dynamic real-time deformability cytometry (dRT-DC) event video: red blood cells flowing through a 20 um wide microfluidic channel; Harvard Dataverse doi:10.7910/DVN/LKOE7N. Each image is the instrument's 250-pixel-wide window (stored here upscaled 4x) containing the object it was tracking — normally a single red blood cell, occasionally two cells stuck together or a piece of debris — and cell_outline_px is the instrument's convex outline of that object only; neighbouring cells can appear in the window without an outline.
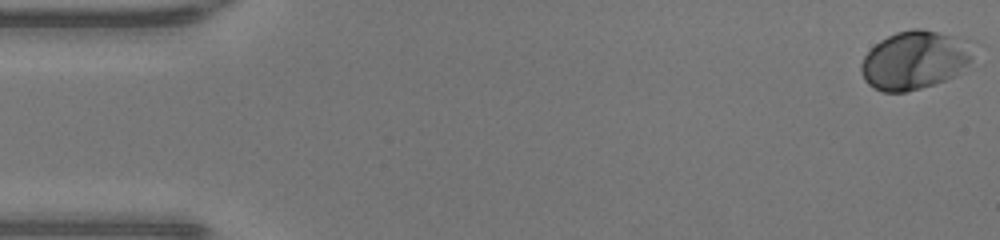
{"species": "human", "species_latin": "Homo sapiens", "temperature_condition": "warm", "stored_images_in_passage": 48, "camera_frame_rate_fps": 3000, "um_per_image_px": 0.085, "donor": {"sex": "male"}, "frame": {"image": 1, "passage_image": 1, "time_ms": 0.0, "image_size_px": [1000, 240], "cell_outline_px": [[976, 44], [968, 60], [956, 76], [920, 88], [904, 92], [884, 92], [872, 88], [864, 80], [860, 72], [860, 64], [864, 56], [880, 40], [896, 32], [912, 28], [920, 28], [976, 40]], "centroid_in_image_um": [77.76, 5.08], "position_along_channel_um": 7.2, "area_um2": 38.49}}
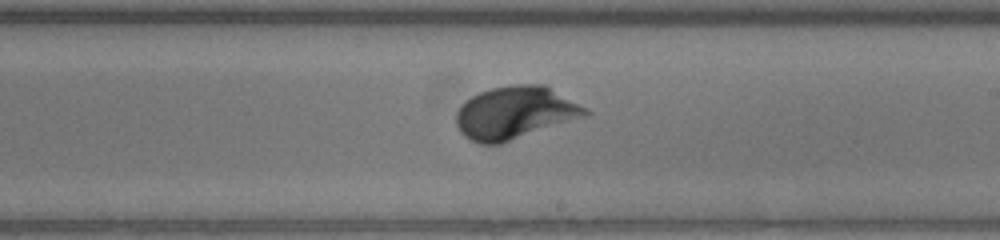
{"frame": {"image": 2, "passage_image": 28, "time_ms": 9.0, "image_size_px": [1000, 240], "cell_outline_px": [[592, 112], [588, 116], [500, 144], [480, 144], [464, 136], [460, 132], [456, 124], [456, 112], [472, 96], [480, 92], [492, 88], [516, 84], [544, 84]], "centroid_in_image_um": [43.79, 9.6], "position_along_channel_um": 245.2, "area_um2": 39.36}}
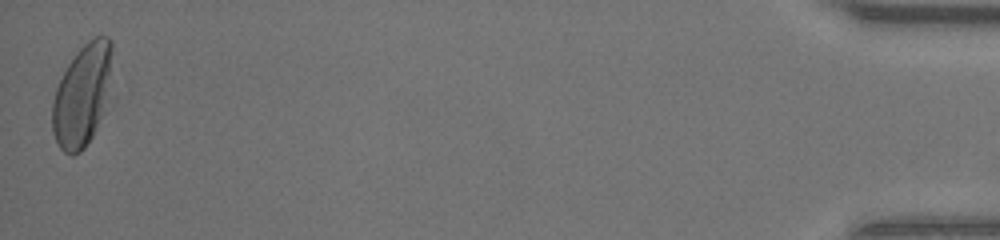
{"frame": {"image": 3, "passage_image": 48, "time_ms": 15.667, "image_size_px": [1000, 240], "cell_outline_px": [[112, 52], [108, 100], [92, 136], [84, 148], [80, 152], [72, 156], [64, 152], [60, 148], [52, 132], [52, 100], [56, 88], [68, 64], [76, 52], [88, 40], [96, 36], [108, 36], [112, 40]], "centroid_in_image_um": [6.98, 8.08], "position_along_channel_um": 428.2, "area_um2": 35.55}, "authors_computed_cell_mechanics": {"area_um2": 35.6048, "velocity_mm_per_s": 4.2979, "shape_relaxation_time_tau1_ms": 2.2843, "shape_relaxation_time_tau2_ms": null, "deformation_change_tau1": 0.1637, "deformation_change_tau2": null}}